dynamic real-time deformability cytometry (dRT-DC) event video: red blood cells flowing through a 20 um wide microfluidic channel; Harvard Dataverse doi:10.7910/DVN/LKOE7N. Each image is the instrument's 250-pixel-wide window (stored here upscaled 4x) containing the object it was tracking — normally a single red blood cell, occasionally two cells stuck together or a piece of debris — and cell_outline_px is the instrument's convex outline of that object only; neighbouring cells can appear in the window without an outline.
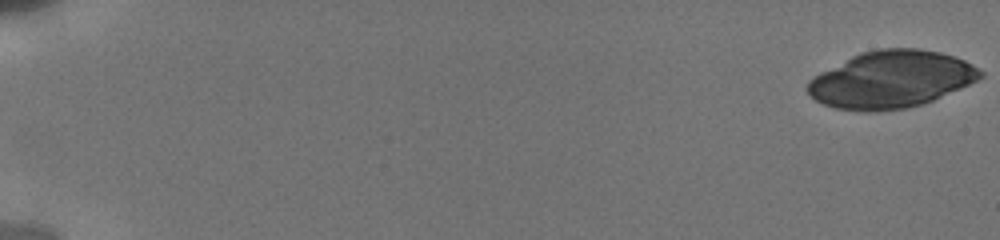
{"species": "human", "species_latin": "Homo sapiens", "temperature_condition": "cold", "stored_images_in_passage": 30, "camera_frame_rate_fps": 3000, "um_per_image_px": 0.085, "donor": {"sex": "male"}, "frame": {"image": 1, "passage_image": 1, "time_ms": 0.0, "image_size_px": [1000, 240], "cell_outline_px": [[984, 76], [960, 88], [924, 104], [908, 108], [876, 112], [860, 112], [836, 108], [824, 104], [816, 100], [808, 92], [808, 80], [812, 76], [860, 52], [880, 48], [920, 48], [940, 52], [964, 60], [972, 64], [984, 72]], "centroid_in_image_um": [75.74, 6.76], "position_along_channel_um": 9.3, "area_um2": 57.57}}